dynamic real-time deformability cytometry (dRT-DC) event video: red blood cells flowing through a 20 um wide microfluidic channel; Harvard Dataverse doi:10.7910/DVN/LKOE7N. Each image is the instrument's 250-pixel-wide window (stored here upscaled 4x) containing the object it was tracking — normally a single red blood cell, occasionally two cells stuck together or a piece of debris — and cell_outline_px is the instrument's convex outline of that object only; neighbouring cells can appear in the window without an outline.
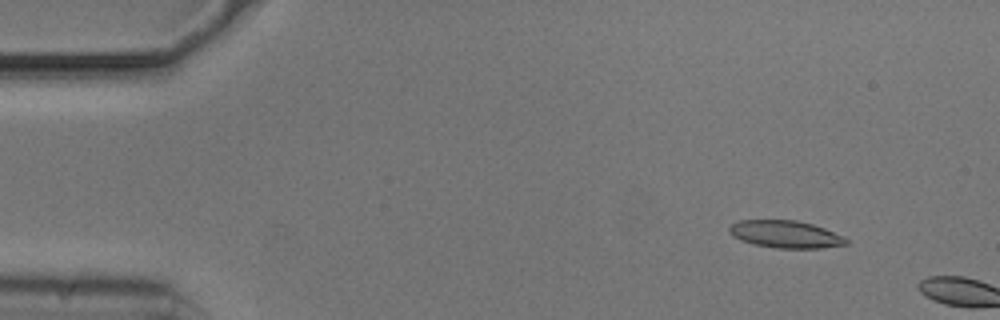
{"species": "common noctule bat (a hibernating species)", "species_latin": "Nyctalus noctula", "temperature_condition": "cold", "stored_images_in_passage": 8, "camera_frame_rate_fps": 3000, "um_per_image_px": 0.085, "animal": {"sex": "male", "body_mass_g": 20.5, "forearm_length_mm": 52.5}, "frame": {"image": 1, "passage_image": 6, "time_ms": 1.667, "image_size_px": [1000, 320], "cell_outline_px": [[848, 244], [820, 248], [776, 248], [756, 244], [740, 240], [732, 236], [728, 232], [728, 228], [732, 224], [740, 220], [796, 220], [812, 224], [824, 228], [848, 240]], "centroid_in_image_um": [66.72, 19.91], "position_along_channel_um": 18.3, "area_um2": 18.44}}